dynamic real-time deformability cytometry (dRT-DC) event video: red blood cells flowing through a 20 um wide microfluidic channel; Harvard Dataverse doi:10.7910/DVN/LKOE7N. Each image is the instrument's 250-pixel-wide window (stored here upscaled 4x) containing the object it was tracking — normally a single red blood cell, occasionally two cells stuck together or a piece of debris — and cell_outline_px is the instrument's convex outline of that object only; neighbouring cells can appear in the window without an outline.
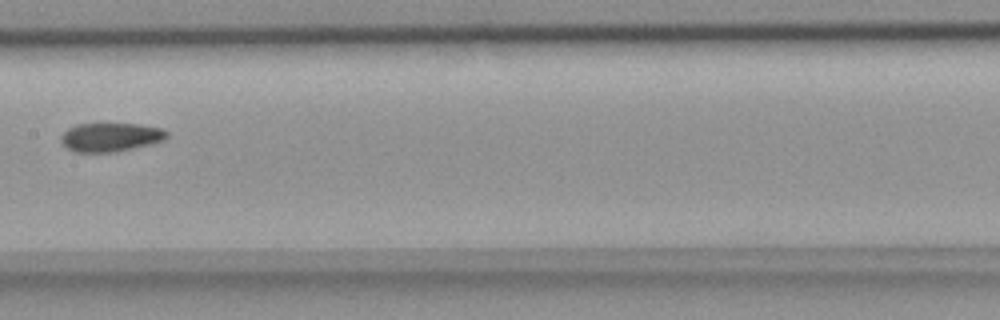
{"species": "common noctule bat (a hibernating species)", "species_latin": "Nyctalus noctula", "temperature_condition": "room temperature", "stored_images_in_passage": 8, "segment_of_instrument_passage": [2, 2], "camera_frame_rate_fps": 3000, "um_per_image_px": 0.085, "animal": {"sex": "female", "body_mass_g": 18.4}, "frame": {"image": 1, "passage_image": 8, "time_ms": 2.333, "image_size_px": [1000, 320], "cell_outline_px": [[168, 136], [164, 140], [116, 152], [76, 152], [68, 148], [60, 140], [60, 136], [68, 128], [76, 124], [136, 124], [164, 128], [168, 132]], "centroid_in_image_um": [9.4, 11.65], "position_along_channel_um": 198.0, "area_um2": 17.63}}